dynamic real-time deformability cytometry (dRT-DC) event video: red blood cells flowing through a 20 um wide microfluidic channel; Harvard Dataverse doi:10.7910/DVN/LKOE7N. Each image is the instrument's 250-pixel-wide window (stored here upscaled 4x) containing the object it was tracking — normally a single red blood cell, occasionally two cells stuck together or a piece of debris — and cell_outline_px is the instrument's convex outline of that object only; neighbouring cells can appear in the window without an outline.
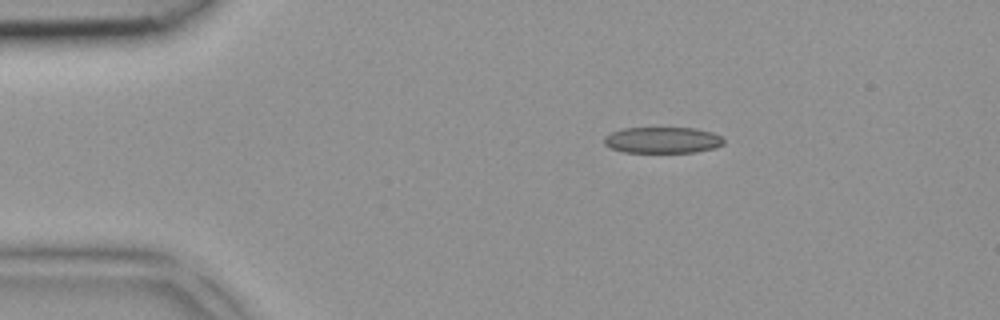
{"species": "common noctule bat (a hibernating species)", "species_latin": "Nyctalus noctula", "temperature_condition": "room temperature", "stored_images_in_passage": 4, "camera_frame_rate_fps": 3000, "um_per_image_px": 0.085, "animal": {"sex": "female", "body_mass_g": 18.4}, "frame": {"image": 1, "passage_image": 4, "time_ms": 1.0, "image_size_px": [1000, 320], "cell_outline_px": [[724, 144], [716, 148], [696, 152], [624, 152], [612, 148], [604, 144], [604, 136], [612, 132], [624, 128], [696, 128], [712, 132], [720, 136], [724, 140]], "centroid_in_image_um": [56.34, 11.91], "position_along_channel_um": 28.7, "area_um2": 18.26}}